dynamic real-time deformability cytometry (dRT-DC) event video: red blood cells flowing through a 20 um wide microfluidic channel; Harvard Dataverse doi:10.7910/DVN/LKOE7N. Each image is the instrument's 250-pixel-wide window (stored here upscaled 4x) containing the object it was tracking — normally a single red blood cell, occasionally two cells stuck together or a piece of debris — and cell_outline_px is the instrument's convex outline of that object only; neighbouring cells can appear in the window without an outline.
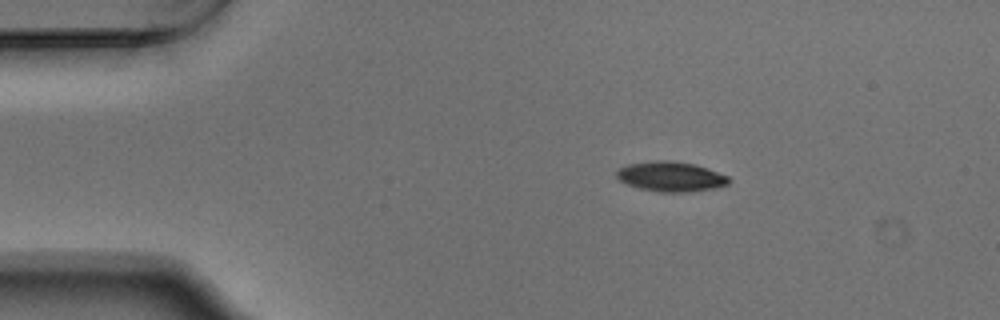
{"species": "Egyptian fruit bat (a non-hibernating species)", "species_latin": "Rousettus aegyptiacus", "temperature_condition": "warm", "stored_images_in_passage": 45, "camera_frame_rate_fps": 3000, "um_per_image_px": 0.085, "animal": {"sex": "male"}, "frame": {"image": 1, "passage_image": 1, "time_ms": 0.0, "image_size_px": [1000, 320], "cell_outline_px": [[732, 180], [728, 184], [716, 188], [692, 192], [660, 192], [640, 188], [628, 184], [620, 180], [616, 176], [616, 172], [620, 168], [628, 164], [656, 160], [668, 160], [692, 164], [728, 176]], "centroid_in_image_um": [57.03, 15.02], "position_along_channel_um": 28.0, "area_um2": 19.36}}
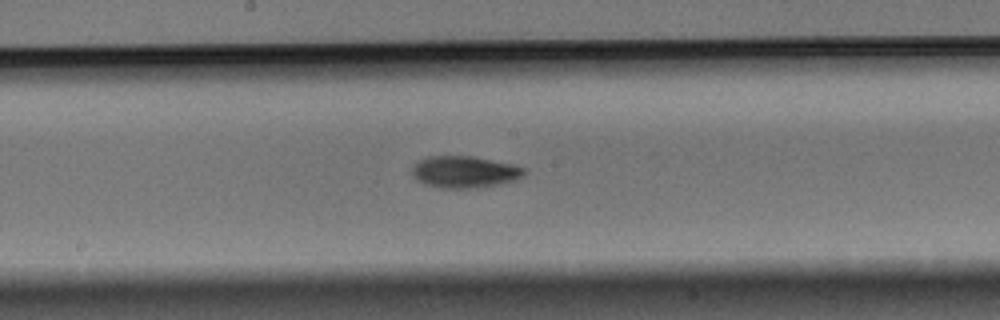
{"frame": {"image": 2, "passage_image": 20, "time_ms": 6.333, "image_size_px": [1000, 320], "cell_outline_px": [[524, 172], [520, 176], [512, 180], [500, 184], [476, 188], [440, 188], [424, 184], [416, 180], [412, 176], [412, 168], [420, 160], [428, 156], [472, 156], [512, 164], [524, 168]], "centroid_in_image_um": [39.42, 14.62], "position_along_channel_um": 208.8, "area_um2": 20.58}}
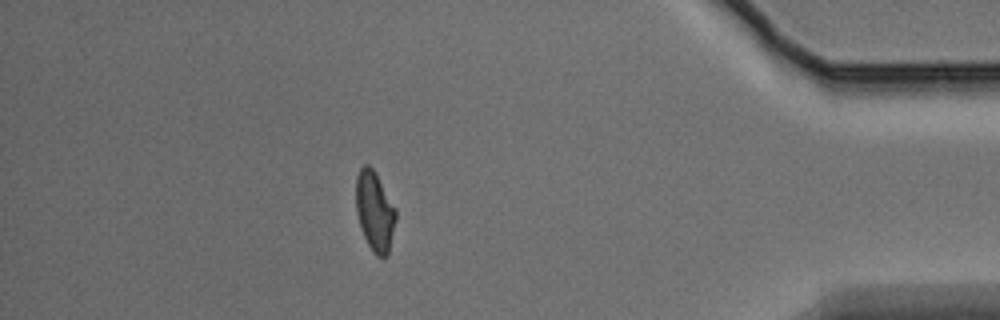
{"frame": {"image": 3, "passage_image": 39, "time_ms": 12.667, "image_size_px": [1000, 320], "cell_outline_px": [[396, 220], [388, 256], [384, 260], [376, 256], [372, 252], [364, 236], [356, 212], [356, 176], [360, 168], [364, 164], [368, 164], [376, 172], [396, 208]], "centroid_in_image_um": [31.87, 17.97], "position_along_channel_um": 403.3, "area_um2": 18.84}, "authors_computed_cell_mechanics": {"area_um2": 19.5942, "velocity_mm_per_s": 3.7483, "shape_relaxation_time_tau1_ms": 3.2898, "shape_relaxation_time_tau2_ms": null, "deformation_change_tau1": 0.1247, "deformation_change_tau2": null}}